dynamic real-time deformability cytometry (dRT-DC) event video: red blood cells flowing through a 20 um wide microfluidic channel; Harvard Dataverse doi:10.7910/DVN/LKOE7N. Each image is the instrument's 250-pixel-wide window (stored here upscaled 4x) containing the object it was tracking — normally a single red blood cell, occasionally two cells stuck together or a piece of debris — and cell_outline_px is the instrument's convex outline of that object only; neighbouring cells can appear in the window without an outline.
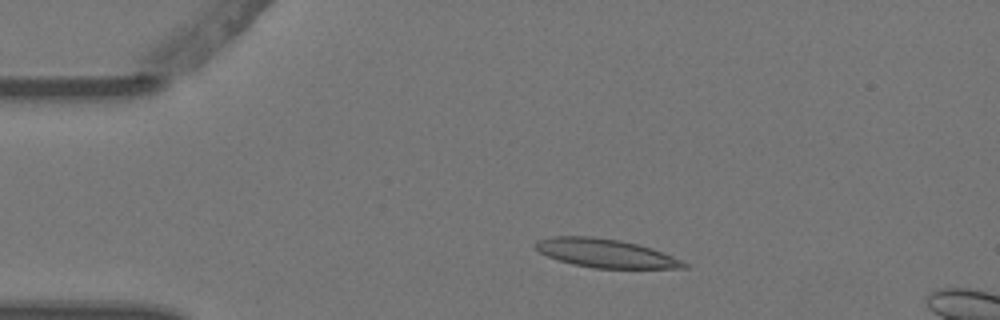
{"species": "Egyptian fruit bat (a non-hibernating species)", "species_latin": "Rousettus aegyptiacus", "temperature_condition": "warm", "stored_images_in_passage": 3, "camera_frame_rate_fps": 3000, "um_per_image_px": 0.085, "animal": {"sex": "female"}, "frame": {"image": 1, "passage_image": 1, "time_ms": 0.0, "image_size_px": [1000, 320], "cell_outline_px": [[692, 264], [688, 268], [592, 268], [572, 264], [556, 260], [540, 252], [536, 248], [536, 240], [552, 236], [592, 236], [620, 240], [652, 248]], "centroid_in_image_um": [51.49, 21.53], "position_along_channel_um": 33.5, "area_um2": 24.85}}